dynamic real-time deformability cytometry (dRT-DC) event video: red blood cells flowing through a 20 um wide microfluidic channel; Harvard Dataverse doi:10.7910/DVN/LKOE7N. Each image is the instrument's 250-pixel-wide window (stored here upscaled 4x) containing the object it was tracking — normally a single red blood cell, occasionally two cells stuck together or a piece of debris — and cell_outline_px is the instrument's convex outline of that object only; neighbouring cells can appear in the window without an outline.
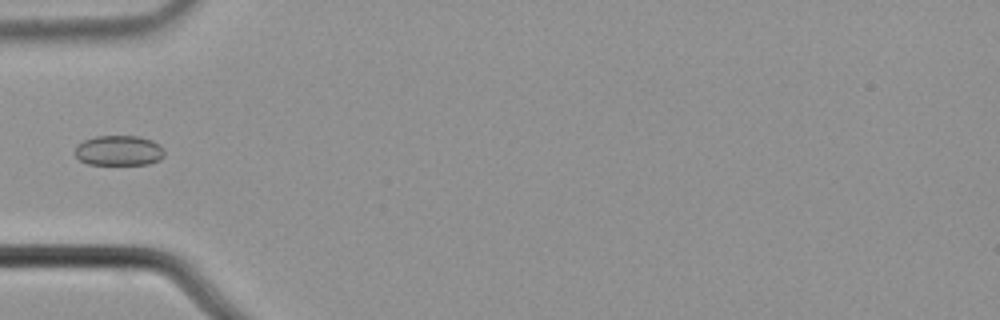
{"species": "common noctule bat (a hibernating species)", "species_latin": "Nyctalus noctula", "temperature_condition": "cold", "stored_images_in_passage": 4, "camera_frame_rate_fps": 3000, "um_per_image_px": 0.085, "animal": {"sex": "male", "body_mass_g": 21.5, "forearm_length_mm": 52.0}, "frame": {"image": 1, "passage_image": 4, "time_ms": 1.0, "image_size_px": [1000, 320], "cell_outline_px": [[164, 156], [160, 160], [148, 164], [88, 164], [80, 160], [76, 156], [76, 144], [84, 140], [96, 136], [140, 136], [152, 140], [160, 144], [164, 148]], "centroid_in_image_um": [10.14, 12.79], "position_along_channel_um": 74.9, "area_um2": 15.84}}